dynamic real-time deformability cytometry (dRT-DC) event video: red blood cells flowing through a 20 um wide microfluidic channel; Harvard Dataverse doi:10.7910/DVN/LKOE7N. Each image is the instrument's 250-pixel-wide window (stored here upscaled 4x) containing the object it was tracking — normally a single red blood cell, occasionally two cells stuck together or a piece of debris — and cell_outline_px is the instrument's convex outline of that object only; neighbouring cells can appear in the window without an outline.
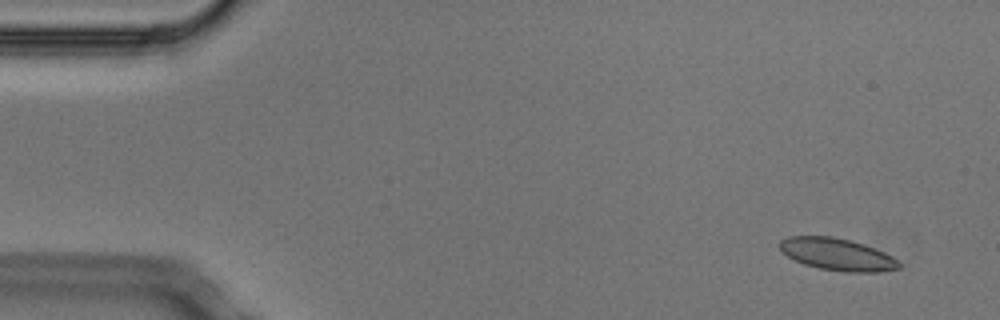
{"species": "Egyptian fruit bat (a non-hibernating species)", "species_latin": "Rousettus aegyptiacus", "temperature_condition": "cold", "stored_images_in_passage": 52, "camera_frame_rate_fps": 3000, "um_per_image_px": 0.085, "animal": {"sex": "male"}, "frame": {"image": 1, "passage_image": 1, "time_ms": 0.0, "image_size_px": [1000, 320], "cell_outline_px": [[900, 268], [880, 272], [844, 272], [820, 268], [804, 264], [780, 252], [776, 244], [780, 240], [788, 236], [832, 236], [852, 240], [864, 244], [884, 252], [892, 256], [900, 264]], "centroid_in_image_um": [71.12, 21.61], "position_along_channel_um": 13.9, "area_um2": 22.54}}
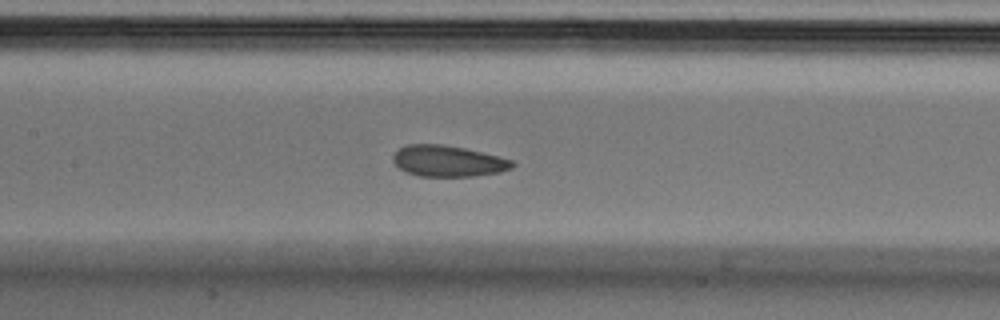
{"frame": {"image": 2, "passage_image": 22, "time_ms": 7.0, "image_size_px": [1000, 320], "cell_outline_px": [[516, 164], [512, 168], [500, 172], [472, 176], [420, 176], [408, 172], [400, 168], [392, 160], [392, 156], [400, 148], [408, 144], [444, 144], [464, 148], [500, 156], [512, 160]], "centroid_in_image_um": [38.11, 13.68], "position_along_channel_um": 169.3, "area_um2": 21.56}}
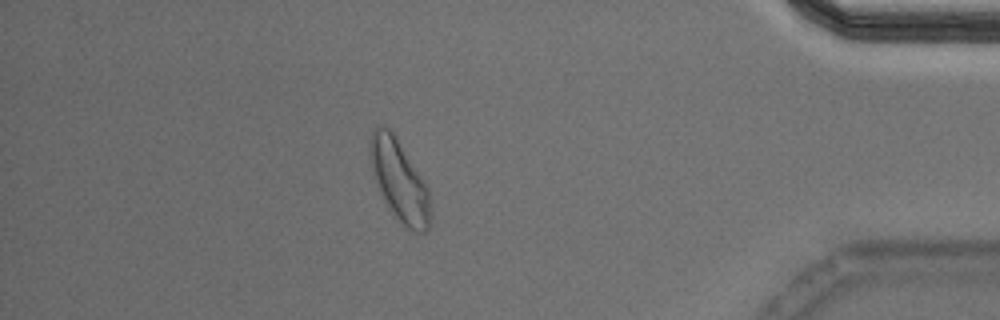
{"frame": {"image": 3, "passage_image": 44, "time_ms": 14.333, "image_size_px": [1000, 320], "cell_outline_px": [[432, 216], [428, 228], [424, 232], [412, 232], [388, 208], [380, 192], [372, 172], [368, 156], [368, 140], [372, 132], [380, 124], [388, 128], [392, 132], [428, 188], [432, 212]], "centroid_in_image_um": [33.92, 15.36], "position_along_channel_um": 401.3, "area_um2": 28.38}, "authors_computed_cell_mechanics": {"area_um2": 22.6287, "velocity_mm_per_s": 3.7308, "shape_relaxation_time_tau1_ms": 5.1107, "shape_relaxation_time_tau2_ms": 1.5297, "deformation_change_tau1": 0.1069, "deformation_change_tau2": 0.0493}}